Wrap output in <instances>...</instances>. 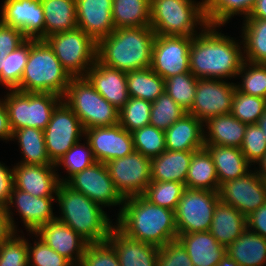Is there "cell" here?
<instances>
[{
	"instance_id": "1",
	"label": "cell",
	"mask_w": 266,
	"mask_h": 266,
	"mask_svg": "<svg viewBox=\"0 0 266 266\" xmlns=\"http://www.w3.org/2000/svg\"><path fill=\"white\" fill-rule=\"evenodd\" d=\"M221 26L207 25L193 36L189 51L190 72L198 79L236 80L244 63L242 39L222 33Z\"/></svg>"
},
{
	"instance_id": "2",
	"label": "cell",
	"mask_w": 266,
	"mask_h": 266,
	"mask_svg": "<svg viewBox=\"0 0 266 266\" xmlns=\"http://www.w3.org/2000/svg\"><path fill=\"white\" fill-rule=\"evenodd\" d=\"M115 226L130 238L162 247L177 239L175 211L157 206L143 195L124 198Z\"/></svg>"
},
{
	"instance_id": "3",
	"label": "cell",
	"mask_w": 266,
	"mask_h": 266,
	"mask_svg": "<svg viewBox=\"0 0 266 266\" xmlns=\"http://www.w3.org/2000/svg\"><path fill=\"white\" fill-rule=\"evenodd\" d=\"M155 37L150 26L116 28L97 43V60L126 73L150 68Z\"/></svg>"
},
{
	"instance_id": "4",
	"label": "cell",
	"mask_w": 266,
	"mask_h": 266,
	"mask_svg": "<svg viewBox=\"0 0 266 266\" xmlns=\"http://www.w3.org/2000/svg\"><path fill=\"white\" fill-rule=\"evenodd\" d=\"M56 203L59 207L57 220L72 228L88 243L107 241L115 222L103 207L62 182L56 191Z\"/></svg>"
},
{
	"instance_id": "5",
	"label": "cell",
	"mask_w": 266,
	"mask_h": 266,
	"mask_svg": "<svg viewBox=\"0 0 266 266\" xmlns=\"http://www.w3.org/2000/svg\"><path fill=\"white\" fill-rule=\"evenodd\" d=\"M71 78L44 40L30 39V53L20 85L15 90L52 93L63 97Z\"/></svg>"
},
{
	"instance_id": "6",
	"label": "cell",
	"mask_w": 266,
	"mask_h": 266,
	"mask_svg": "<svg viewBox=\"0 0 266 266\" xmlns=\"http://www.w3.org/2000/svg\"><path fill=\"white\" fill-rule=\"evenodd\" d=\"M207 25L204 0H150V27L156 35L193 37Z\"/></svg>"
},
{
	"instance_id": "7",
	"label": "cell",
	"mask_w": 266,
	"mask_h": 266,
	"mask_svg": "<svg viewBox=\"0 0 266 266\" xmlns=\"http://www.w3.org/2000/svg\"><path fill=\"white\" fill-rule=\"evenodd\" d=\"M62 100L77 115L84 130L119 124V110L102 97L85 77H72Z\"/></svg>"
},
{
	"instance_id": "8",
	"label": "cell",
	"mask_w": 266,
	"mask_h": 266,
	"mask_svg": "<svg viewBox=\"0 0 266 266\" xmlns=\"http://www.w3.org/2000/svg\"><path fill=\"white\" fill-rule=\"evenodd\" d=\"M4 93L6 94L2 98L12 132L25 127L44 130L53 110L62 101V97L52 93L17 90H7Z\"/></svg>"
},
{
	"instance_id": "9",
	"label": "cell",
	"mask_w": 266,
	"mask_h": 266,
	"mask_svg": "<svg viewBox=\"0 0 266 266\" xmlns=\"http://www.w3.org/2000/svg\"><path fill=\"white\" fill-rule=\"evenodd\" d=\"M43 40L71 77H84L97 60V42L80 28L56 33Z\"/></svg>"
},
{
	"instance_id": "10",
	"label": "cell",
	"mask_w": 266,
	"mask_h": 266,
	"mask_svg": "<svg viewBox=\"0 0 266 266\" xmlns=\"http://www.w3.org/2000/svg\"><path fill=\"white\" fill-rule=\"evenodd\" d=\"M218 201L217 191L185 188L175 210L178 234L209 231Z\"/></svg>"
},
{
	"instance_id": "11",
	"label": "cell",
	"mask_w": 266,
	"mask_h": 266,
	"mask_svg": "<svg viewBox=\"0 0 266 266\" xmlns=\"http://www.w3.org/2000/svg\"><path fill=\"white\" fill-rule=\"evenodd\" d=\"M43 133L46 151L53 164L85 136L81 121L63 100L53 110Z\"/></svg>"
},
{
	"instance_id": "12",
	"label": "cell",
	"mask_w": 266,
	"mask_h": 266,
	"mask_svg": "<svg viewBox=\"0 0 266 266\" xmlns=\"http://www.w3.org/2000/svg\"><path fill=\"white\" fill-rule=\"evenodd\" d=\"M54 202H56V197H36L13 186L10 201L6 208L12 231L23 232L18 228L19 224L14 218L15 212H17L16 215L20 216L21 221L19 222L23 223V228L28 233H35L41 226L55 220L57 215L55 213L57 212H53L55 211Z\"/></svg>"
},
{
	"instance_id": "13",
	"label": "cell",
	"mask_w": 266,
	"mask_h": 266,
	"mask_svg": "<svg viewBox=\"0 0 266 266\" xmlns=\"http://www.w3.org/2000/svg\"><path fill=\"white\" fill-rule=\"evenodd\" d=\"M66 184L73 190L81 192L104 209L117 206L116 217L120 213L124 198L115 189L105 163L95 162L73 175Z\"/></svg>"
},
{
	"instance_id": "14",
	"label": "cell",
	"mask_w": 266,
	"mask_h": 266,
	"mask_svg": "<svg viewBox=\"0 0 266 266\" xmlns=\"http://www.w3.org/2000/svg\"><path fill=\"white\" fill-rule=\"evenodd\" d=\"M150 165L151 158L137 151L106 163L115 189L123 198L145 193L151 182Z\"/></svg>"
},
{
	"instance_id": "15",
	"label": "cell",
	"mask_w": 266,
	"mask_h": 266,
	"mask_svg": "<svg viewBox=\"0 0 266 266\" xmlns=\"http://www.w3.org/2000/svg\"><path fill=\"white\" fill-rule=\"evenodd\" d=\"M235 89V82L232 81L198 79L194 102L187 113L203 123L211 117L229 114Z\"/></svg>"
},
{
	"instance_id": "16",
	"label": "cell",
	"mask_w": 266,
	"mask_h": 266,
	"mask_svg": "<svg viewBox=\"0 0 266 266\" xmlns=\"http://www.w3.org/2000/svg\"><path fill=\"white\" fill-rule=\"evenodd\" d=\"M192 38L156 35L150 68L164 80L190 72L189 51Z\"/></svg>"
},
{
	"instance_id": "17",
	"label": "cell",
	"mask_w": 266,
	"mask_h": 266,
	"mask_svg": "<svg viewBox=\"0 0 266 266\" xmlns=\"http://www.w3.org/2000/svg\"><path fill=\"white\" fill-rule=\"evenodd\" d=\"M218 195L247 217L266 202V184L252 168L244 176L222 183Z\"/></svg>"
},
{
	"instance_id": "18",
	"label": "cell",
	"mask_w": 266,
	"mask_h": 266,
	"mask_svg": "<svg viewBox=\"0 0 266 266\" xmlns=\"http://www.w3.org/2000/svg\"><path fill=\"white\" fill-rule=\"evenodd\" d=\"M0 22L19 29L27 39H44V9L40 0H3Z\"/></svg>"
},
{
	"instance_id": "19",
	"label": "cell",
	"mask_w": 266,
	"mask_h": 266,
	"mask_svg": "<svg viewBox=\"0 0 266 266\" xmlns=\"http://www.w3.org/2000/svg\"><path fill=\"white\" fill-rule=\"evenodd\" d=\"M94 158L101 163L122 158L135 151L132 134L119 124L85 130Z\"/></svg>"
},
{
	"instance_id": "20",
	"label": "cell",
	"mask_w": 266,
	"mask_h": 266,
	"mask_svg": "<svg viewBox=\"0 0 266 266\" xmlns=\"http://www.w3.org/2000/svg\"><path fill=\"white\" fill-rule=\"evenodd\" d=\"M35 234L73 265H80L88 242L72 228L55 219L41 226Z\"/></svg>"
},
{
	"instance_id": "21",
	"label": "cell",
	"mask_w": 266,
	"mask_h": 266,
	"mask_svg": "<svg viewBox=\"0 0 266 266\" xmlns=\"http://www.w3.org/2000/svg\"><path fill=\"white\" fill-rule=\"evenodd\" d=\"M77 28L97 43L114 30L112 0H75Z\"/></svg>"
},
{
	"instance_id": "22",
	"label": "cell",
	"mask_w": 266,
	"mask_h": 266,
	"mask_svg": "<svg viewBox=\"0 0 266 266\" xmlns=\"http://www.w3.org/2000/svg\"><path fill=\"white\" fill-rule=\"evenodd\" d=\"M14 164L13 184L16 189L36 197H56L60 182L54 165Z\"/></svg>"
},
{
	"instance_id": "23",
	"label": "cell",
	"mask_w": 266,
	"mask_h": 266,
	"mask_svg": "<svg viewBox=\"0 0 266 266\" xmlns=\"http://www.w3.org/2000/svg\"><path fill=\"white\" fill-rule=\"evenodd\" d=\"M84 77L102 97L118 110L128 101L126 72L107 67L96 60Z\"/></svg>"
},
{
	"instance_id": "24",
	"label": "cell",
	"mask_w": 266,
	"mask_h": 266,
	"mask_svg": "<svg viewBox=\"0 0 266 266\" xmlns=\"http://www.w3.org/2000/svg\"><path fill=\"white\" fill-rule=\"evenodd\" d=\"M107 241L113 246L121 266H157L159 247L130 238L116 226Z\"/></svg>"
},
{
	"instance_id": "25",
	"label": "cell",
	"mask_w": 266,
	"mask_h": 266,
	"mask_svg": "<svg viewBox=\"0 0 266 266\" xmlns=\"http://www.w3.org/2000/svg\"><path fill=\"white\" fill-rule=\"evenodd\" d=\"M166 150L197 151L204 148V123L186 113L165 131Z\"/></svg>"
},
{
	"instance_id": "26",
	"label": "cell",
	"mask_w": 266,
	"mask_h": 266,
	"mask_svg": "<svg viewBox=\"0 0 266 266\" xmlns=\"http://www.w3.org/2000/svg\"><path fill=\"white\" fill-rule=\"evenodd\" d=\"M194 266H216L226 255V247L220 245L209 231L178 234Z\"/></svg>"
},
{
	"instance_id": "27",
	"label": "cell",
	"mask_w": 266,
	"mask_h": 266,
	"mask_svg": "<svg viewBox=\"0 0 266 266\" xmlns=\"http://www.w3.org/2000/svg\"><path fill=\"white\" fill-rule=\"evenodd\" d=\"M247 229V217L222 201H218L214 210L209 232L217 242L228 247Z\"/></svg>"
},
{
	"instance_id": "28",
	"label": "cell",
	"mask_w": 266,
	"mask_h": 266,
	"mask_svg": "<svg viewBox=\"0 0 266 266\" xmlns=\"http://www.w3.org/2000/svg\"><path fill=\"white\" fill-rule=\"evenodd\" d=\"M204 148L212 157L219 186L224 182L244 176L253 167L240 148L215 144H204Z\"/></svg>"
},
{
	"instance_id": "29",
	"label": "cell",
	"mask_w": 266,
	"mask_h": 266,
	"mask_svg": "<svg viewBox=\"0 0 266 266\" xmlns=\"http://www.w3.org/2000/svg\"><path fill=\"white\" fill-rule=\"evenodd\" d=\"M246 128L231 113L211 117L204 122V144L240 148Z\"/></svg>"
},
{
	"instance_id": "30",
	"label": "cell",
	"mask_w": 266,
	"mask_h": 266,
	"mask_svg": "<svg viewBox=\"0 0 266 266\" xmlns=\"http://www.w3.org/2000/svg\"><path fill=\"white\" fill-rule=\"evenodd\" d=\"M194 152L165 150L159 156L151 158V181H172L185 185Z\"/></svg>"
},
{
	"instance_id": "31",
	"label": "cell",
	"mask_w": 266,
	"mask_h": 266,
	"mask_svg": "<svg viewBox=\"0 0 266 266\" xmlns=\"http://www.w3.org/2000/svg\"><path fill=\"white\" fill-rule=\"evenodd\" d=\"M226 254L238 266H266V238L247 228L226 248Z\"/></svg>"
},
{
	"instance_id": "32",
	"label": "cell",
	"mask_w": 266,
	"mask_h": 266,
	"mask_svg": "<svg viewBox=\"0 0 266 266\" xmlns=\"http://www.w3.org/2000/svg\"><path fill=\"white\" fill-rule=\"evenodd\" d=\"M44 9V38L77 28L75 0H40Z\"/></svg>"
},
{
	"instance_id": "33",
	"label": "cell",
	"mask_w": 266,
	"mask_h": 266,
	"mask_svg": "<svg viewBox=\"0 0 266 266\" xmlns=\"http://www.w3.org/2000/svg\"><path fill=\"white\" fill-rule=\"evenodd\" d=\"M12 141L18 142L21 159L18 164L54 165L47 154L42 129L25 127L13 132Z\"/></svg>"
},
{
	"instance_id": "34",
	"label": "cell",
	"mask_w": 266,
	"mask_h": 266,
	"mask_svg": "<svg viewBox=\"0 0 266 266\" xmlns=\"http://www.w3.org/2000/svg\"><path fill=\"white\" fill-rule=\"evenodd\" d=\"M240 26L244 61L266 63V19L245 18Z\"/></svg>"
},
{
	"instance_id": "35",
	"label": "cell",
	"mask_w": 266,
	"mask_h": 266,
	"mask_svg": "<svg viewBox=\"0 0 266 266\" xmlns=\"http://www.w3.org/2000/svg\"><path fill=\"white\" fill-rule=\"evenodd\" d=\"M185 187L218 192L217 171L212 157L205 148L193 153L186 176Z\"/></svg>"
},
{
	"instance_id": "36",
	"label": "cell",
	"mask_w": 266,
	"mask_h": 266,
	"mask_svg": "<svg viewBox=\"0 0 266 266\" xmlns=\"http://www.w3.org/2000/svg\"><path fill=\"white\" fill-rule=\"evenodd\" d=\"M116 28L150 26V0H112Z\"/></svg>"
},
{
	"instance_id": "37",
	"label": "cell",
	"mask_w": 266,
	"mask_h": 266,
	"mask_svg": "<svg viewBox=\"0 0 266 266\" xmlns=\"http://www.w3.org/2000/svg\"><path fill=\"white\" fill-rule=\"evenodd\" d=\"M256 0H204L208 25L226 26L234 16L247 18ZM239 15V16H238Z\"/></svg>"
},
{
	"instance_id": "38",
	"label": "cell",
	"mask_w": 266,
	"mask_h": 266,
	"mask_svg": "<svg viewBox=\"0 0 266 266\" xmlns=\"http://www.w3.org/2000/svg\"><path fill=\"white\" fill-rule=\"evenodd\" d=\"M129 97L154 102L165 92V80L151 68L126 73Z\"/></svg>"
},
{
	"instance_id": "39",
	"label": "cell",
	"mask_w": 266,
	"mask_h": 266,
	"mask_svg": "<svg viewBox=\"0 0 266 266\" xmlns=\"http://www.w3.org/2000/svg\"><path fill=\"white\" fill-rule=\"evenodd\" d=\"M74 144L58 161L54 163L59 182L66 183L73 175L97 162L94 158L89 142L84 138L83 142ZM62 167L65 176L59 174Z\"/></svg>"
},
{
	"instance_id": "40",
	"label": "cell",
	"mask_w": 266,
	"mask_h": 266,
	"mask_svg": "<svg viewBox=\"0 0 266 266\" xmlns=\"http://www.w3.org/2000/svg\"><path fill=\"white\" fill-rule=\"evenodd\" d=\"M30 53V39L3 58L0 85L6 90H15L19 85Z\"/></svg>"
},
{
	"instance_id": "41",
	"label": "cell",
	"mask_w": 266,
	"mask_h": 266,
	"mask_svg": "<svg viewBox=\"0 0 266 266\" xmlns=\"http://www.w3.org/2000/svg\"><path fill=\"white\" fill-rule=\"evenodd\" d=\"M237 79L241 81L235 83L238 91L266 99V66L264 64L244 61Z\"/></svg>"
},
{
	"instance_id": "42",
	"label": "cell",
	"mask_w": 266,
	"mask_h": 266,
	"mask_svg": "<svg viewBox=\"0 0 266 266\" xmlns=\"http://www.w3.org/2000/svg\"><path fill=\"white\" fill-rule=\"evenodd\" d=\"M198 78L191 72L177 74L165 79V92L186 112L194 102Z\"/></svg>"
},
{
	"instance_id": "43",
	"label": "cell",
	"mask_w": 266,
	"mask_h": 266,
	"mask_svg": "<svg viewBox=\"0 0 266 266\" xmlns=\"http://www.w3.org/2000/svg\"><path fill=\"white\" fill-rule=\"evenodd\" d=\"M151 106L152 102L129 97L119 110V125L130 133L150 125Z\"/></svg>"
},
{
	"instance_id": "44",
	"label": "cell",
	"mask_w": 266,
	"mask_h": 266,
	"mask_svg": "<svg viewBox=\"0 0 266 266\" xmlns=\"http://www.w3.org/2000/svg\"><path fill=\"white\" fill-rule=\"evenodd\" d=\"M185 188L179 182L151 181L143 196L157 206L175 211Z\"/></svg>"
},
{
	"instance_id": "45",
	"label": "cell",
	"mask_w": 266,
	"mask_h": 266,
	"mask_svg": "<svg viewBox=\"0 0 266 266\" xmlns=\"http://www.w3.org/2000/svg\"><path fill=\"white\" fill-rule=\"evenodd\" d=\"M187 112L181 108L169 95L164 92L152 102L150 125L166 131L174 122Z\"/></svg>"
},
{
	"instance_id": "46",
	"label": "cell",
	"mask_w": 266,
	"mask_h": 266,
	"mask_svg": "<svg viewBox=\"0 0 266 266\" xmlns=\"http://www.w3.org/2000/svg\"><path fill=\"white\" fill-rule=\"evenodd\" d=\"M265 107V98L247 95L235 89L231 114L236 119L246 124H257Z\"/></svg>"
},
{
	"instance_id": "47",
	"label": "cell",
	"mask_w": 266,
	"mask_h": 266,
	"mask_svg": "<svg viewBox=\"0 0 266 266\" xmlns=\"http://www.w3.org/2000/svg\"><path fill=\"white\" fill-rule=\"evenodd\" d=\"M27 236L32 237L31 241L34 243H31L27 237L28 266H75L49 247L35 233H28Z\"/></svg>"
},
{
	"instance_id": "48",
	"label": "cell",
	"mask_w": 266,
	"mask_h": 266,
	"mask_svg": "<svg viewBox=\"0 0 266 266\" xmlns=\"http://www.w3.org/2000/svg\"><path fill=\"white\" fill-rule=\"evenodd\" d=\"M135 151L142 155L153 158L166 150L165 131L155 126H145L132 133Z\"/></svg>"
},
{
	"instance_id": "49",
	"label": "cell",
	"mask_w": 266,
	"mask_h": 266,
	"mask_svg": "<svg viewBox=\"0 0 266 266\" xmlns=\"http://www.w3.org/2000/svg\"><path fill=\"white\" fill-rule=\"evenodd\" d=\"M0 266H28L27 237L23 232H12L0 243Z\"/></svg>"
},
{
	"instance_id": "50",
	"label": "cell",
	"mask_w": 266,
	"mask_h": 266,
	"mask_svg": "<svg viewBox=\"0 0 266 266\" xmlns=\"http://www.w3.org/2000/svg\"><path fill=\"white\" fill-rule=\"evenodd\" d=\"M79 266H121L108 241L88 243Z\"/></svg>"
},
{
	"instance_id": "51",
	"label": "cell",
	"mask_w": 266,
	"mask_h": 266,
	"mask_svg": "<svg viewBox=\"0 0 266 266\" xmlns=\"http://www.w3.org/2000/svg\"><path fill=\"white\" fill-rule=\"evenodd\" d=\"M240 150L252 166L266 153L265 136L258 124H247Z\"/></svg>"
},
{
	"instance_id": "52",
	"label": "cell",
	"mask_w": 266,
	"mask_h": 266,
	"mask_svg": "<svg viewBox=\"0 0 266 266\" xmlns=\"http://www.w3.org/2000/svg\"><path fill=\"white\" fill-rule=\"evenodd\" d=\"M157 266H194L184 246L178 239L159 247Z\"/></svg>"
},
{
	"instance_id": "53",
	"label": "cell",
	"mask_w": 266,
	"mask_h": 266,
	"mask_svg": "<svg viewBox=\"0 0 266 266\" xmlns=\"http://www.w3.org/2000/svg\"><path fill=\"white\" fill-rule=\"evenodd\" d=\"M27 38L19 29L4 25L0 22V74L2 70L3 58L15 50Z\"/></svg>"
},
{
	"instance_id": "54",
	"label": "cell",
	"mask_w": 266,
	"mask_h": 266,
	"mask_svg": "<svg viewBox=\"0 0 266 266\" xmlns=\"http://www.w3.org/2000/svg\"><path fill=\"white\" fill-rule=\"evenodd\" d=\"M11 166L5 165L2 161L0 162V207L3 209H6L9 204L10 195L14 186L13 164Z\"/></svg>"
},
{
	"instance_id": "55",
	"label": "cell",
	"mask_w": 266,
	"mask_h": 266,
	"mask_svg": "<svg viewBox=\"0 0 266 266\" xmlns=\"http://www.w3.org/2000/svg\"><path fill=\"white\" fill-rule=\"evenodd\" d=\"M247 228L266 238V202L247 216Z\"/></svg>"
},
{
	"instance_id": "56",
	"label": "cell",
	"mask_w": 266,
	"mask_h": 266,
	"mask_svg": "<svg viewBox=\"0 0 266 266\" xmlns=\"http://www.w3.org/2000/svg\"><path fill=\"white\" fill-rule=\"evenodd\" d=\"M13 132L9 123L8 113L4 104V100L0 98V141H12Z\"/></svg>"
},
{
	"instance_id": "57",
	"label": "cell",
	"mask_w": 266,
	"mask_h": 266,
	"mask_svg": "<svg viewBox=\"0 0 266 266\" xmlns=\"http://www.w3.org/2000/svg\"><path fill=\"white\" fill-rule=\"evenodd\" d=\"M12 232L6 209L0 207V243H2Z\"/></svg>"
},
{
	"instance_id": "58",
	"label": "cell",
	"mask_w": 266,
	"mask_h": 266,
	"mask_svg": "<svg viewBox=\"0 0 266 266\" xmlns=\"http://www.w3.org/2000/svg\"><path fill=\"white\" fill-rule=\"evenodd\" d=\"M247 18L266 19V0H256Z\"/></svg>"
},
{
	"instance_id": "59",
	"label": "cell",
	"mask_w": 266,
	"mask_h": 266,
	"mask_svg": "<svg viewBox=\"0 0 266 266\" xmlns=\"http://www.w3.org/2000/svg\"><path fill=\"white\" fill-rule=\"evenodd\" d=\"M257 165V167H256ZM258 174V176L266 182V153L263 155V157L255 164L253 167Z\"/></svg>"
},
{
	"instance_id": "60",
	"label": "cell",
	"mask_w": 266,
	"mask_h": 266,
	"mask_svg": "<svg viewBox=\"0 0 266 266\" xmlns=\"http://www.w3.org/2000/svg\"><path fill=\"white\" fill-rule=\"evenodd\" d=\"M216 266H238V263L226 254Z\"/></svg>"
},
{
	"instance_id": "61",
	"label": "cell",
	"mask_w": 266,
	"mask_h": 266,
	"mask_svg": "<svg viewBox=\"0 0 266 266\" xmlns=\"http://www.w3.org/2000/svg\"><path fill=\"white\" fill-rule=\"evenodd\" d=\"M257 124L262 129L263 134L265 136V140H266V107L264 109V113L262 114V116L258 120Z\"/></svg>"
}]
</instances>
